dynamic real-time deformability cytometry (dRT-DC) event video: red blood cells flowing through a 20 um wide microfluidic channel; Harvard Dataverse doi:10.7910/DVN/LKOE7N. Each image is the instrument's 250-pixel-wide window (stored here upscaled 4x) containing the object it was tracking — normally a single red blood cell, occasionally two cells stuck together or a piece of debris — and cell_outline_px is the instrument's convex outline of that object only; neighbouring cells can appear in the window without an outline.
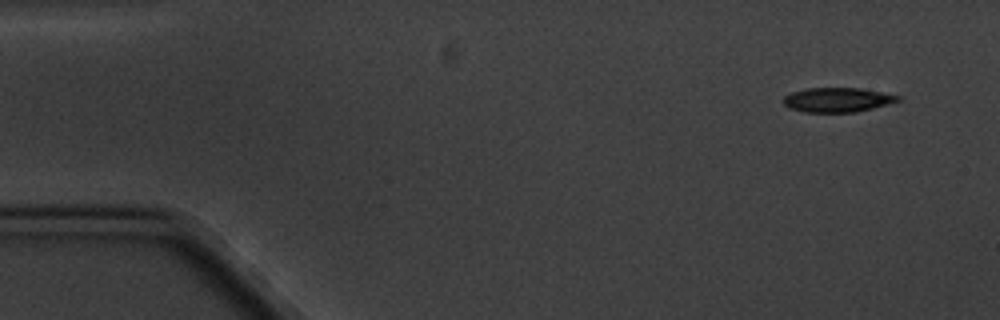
{"species": "common noctule bat (a hibernating species)", "species_latin": "Nyctalus noctula", "temperature_condition": "cold", "stored_images_in_passage": 5, "camera_frame_rate_fps": 3000, "um_per_image_px": 0.085, "animal": {"sex": "male", "body_mass_g": 20.1, "forearm_length_mm": 53.5}, "frame": {"image": 1, "passage_image": 1, "time_ms": 0.0, "image_size_px": [1000, 320], "cell_outline_px": [[900, 100], [872, 108], [856, 112], [804, 112], [788, 108], [784, 104], [784, 96], [792, 92], [808, 88], [860, 88], [900, 96]], "centroid_in_image_um": [71.14, 8.49], "position_along_channel_um": 13.9, "area_um2": 16.13}}
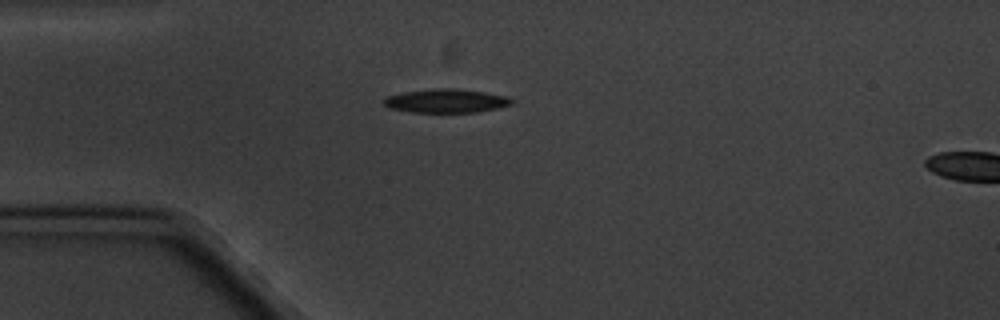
{"frame": {"image": 2, "passage_image": 4, "time_ms": 3.667, "image_size_px": [1000, 320], "cell_outline_px": [[516, 100], [512, 104], [496, 108], [476, 112], [408, 112], [388, 108], [380, 100], [388, 96], [404, 92], [432, 88], [456, 88], [484, 92], [508, 96]], "centroid_in_image_um": [37.91, 8.57], "position_along_channel_um": 47.1, "area_um2": 17.86}}